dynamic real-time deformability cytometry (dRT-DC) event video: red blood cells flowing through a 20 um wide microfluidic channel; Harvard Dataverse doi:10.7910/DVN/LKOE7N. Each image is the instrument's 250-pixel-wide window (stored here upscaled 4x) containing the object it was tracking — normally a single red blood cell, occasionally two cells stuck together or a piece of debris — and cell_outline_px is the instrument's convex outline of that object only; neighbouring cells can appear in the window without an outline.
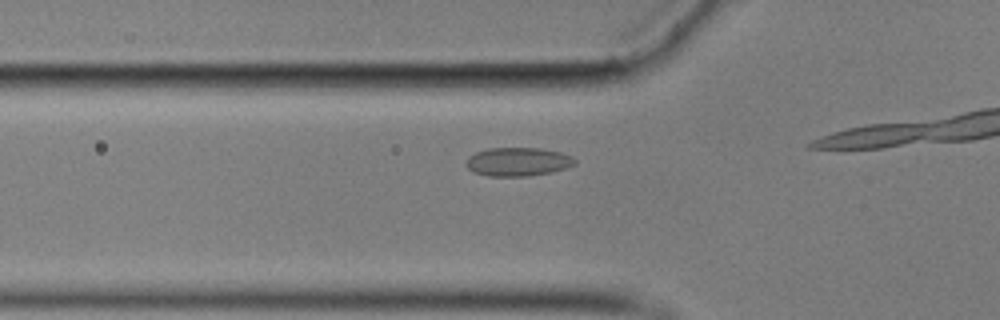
{"species": "common noctule bat (a hibernating species)", "species_latin": "Nyctalus noctula", "temperature_condition": "cold", "stored_images_in_passage": 19, "camera_frame_rate_fps": 3000, "um_per_image_px": 0.085, "animal": {"sex": "male", "body_mass_g": 17.9}, "frame": {"image": 1, "passage_image": 14, "time_ms": 4.333, "image_size_px": [1000, 320], "cell_outline_px": [[576, 164], [552, 172], [528, 176], [488, 176], [472, 172], [464, 164], [468, 156], [476, 152], [488, 148], [540, 148], [560, 152], [572, 156], [576, 160]], "centroid_in_image_um": [43.99, 13.75], "position_along_channel_um": 81.8, "area_um2": 18.26}}